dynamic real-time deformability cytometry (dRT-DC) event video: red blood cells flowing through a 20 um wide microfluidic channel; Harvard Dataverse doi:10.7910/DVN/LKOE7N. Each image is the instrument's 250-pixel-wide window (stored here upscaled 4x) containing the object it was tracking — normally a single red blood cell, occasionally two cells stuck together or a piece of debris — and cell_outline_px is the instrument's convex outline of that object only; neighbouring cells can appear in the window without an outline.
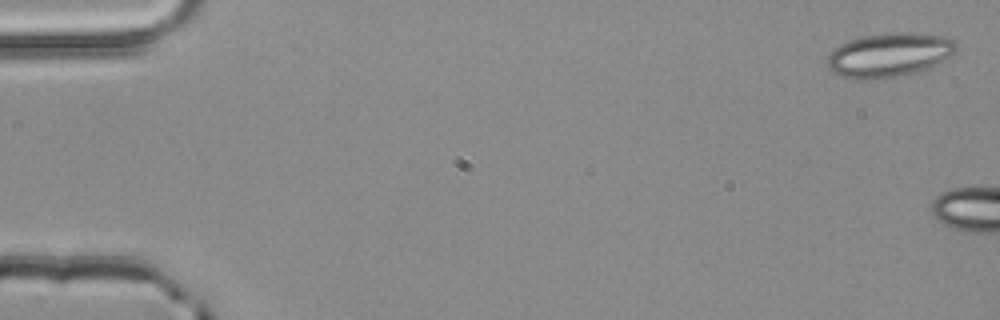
{"species": "common noctule bat (a hibernating species)", "species_latin": "Nyctalus noctula", "temperature_condition": "room temperature", "stored_images_in_passage": 3, "camera_frame_rate_fps": 3000, "um_per_image_px": 0.085, "animal": {"sex": "male", "body_mass_g": 20.4}, "frame": {"image": 1, "passage_image": 1, "time_ms": 0.0, "image_size_px": [1000, 320], "cell_outline_px": [[956, 52], [952, 56], [924, 68], [912, 72], [896, 76], [872, 80], [852, 80], [836, 76], [828, 68], [828, 52], [840, 44], [848, 40], [864, 36], [888, 32], [900, 32], [940, 36], [952, 40], [956, 44]], "centroid_in_image_um": [75.47, 4.68], "position_along_channel_um": 9.5, "area_um2": 33.0}}